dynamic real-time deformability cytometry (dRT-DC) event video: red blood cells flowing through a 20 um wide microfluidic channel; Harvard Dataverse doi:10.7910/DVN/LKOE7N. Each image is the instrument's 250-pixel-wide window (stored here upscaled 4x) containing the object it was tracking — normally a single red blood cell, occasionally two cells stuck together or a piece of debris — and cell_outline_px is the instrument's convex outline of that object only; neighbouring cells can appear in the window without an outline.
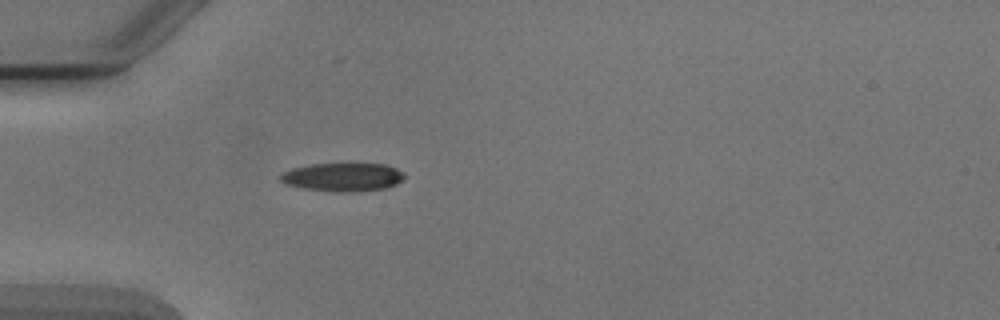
{"species": "Egyptian fruit bat (a non-hibernating species)", "species_latin": "Rousettus aegyptiacus", "temperature_condition": "cold", "stored_images_in_passage": 3, "camera_frame_rate_fps": 3000, "um_per_image_px": 0.085, "animal": {"sex": "male"}, "frame": {"image": 1, "passage_image": 3, "time_ms": 3.333, "image_size_px": [1000, 320], "cell_outline_px": [[404, 176], [396, 184], [384, 188], [352, 192], [340, 192], [304, 188], [288, 184], [280, 180], [280, 176], [284, 172], [292, 168], [312, 164], [384, 164], [396, 168], [404, 172]], "centroid_in_image_um": [29.15, 15.04], "position_along_channel_um": 55.8, "area_um2": 20.17}}